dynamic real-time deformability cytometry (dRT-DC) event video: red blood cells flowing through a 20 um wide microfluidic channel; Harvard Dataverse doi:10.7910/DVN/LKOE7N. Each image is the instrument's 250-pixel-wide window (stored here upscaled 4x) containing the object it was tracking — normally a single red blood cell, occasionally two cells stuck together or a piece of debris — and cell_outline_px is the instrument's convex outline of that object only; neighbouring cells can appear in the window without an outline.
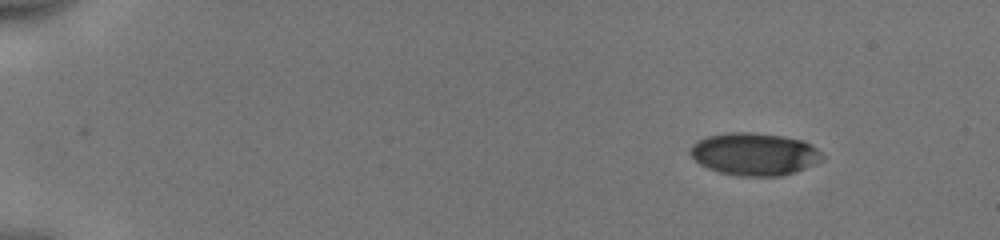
{"species": "human", "species_latin": "Homo sapiens", "temperature_condition": "cold", "stored_images_in_passage": 48, "camera_frame_rate_fps": 3000, "um_per_image_px": 0.085, "donor": {"sex": "male"}, "frame": {"image": 1, "passage_image": 1, "time_ms": 0.0, "image_size_px": [1000, 240], "cell_outline_px": [[824, 160], [804, 168], [780, 176], [740, 176], [720, 172], [708, 168], [700, 164], [688, 152], [692, 144], [696, 140], [708, 136], [728, 132], [752, 132], [784, 136], [804, 140], [812, 144], [824, 156]], "centroid_in_image_um": [64.12, 13.08], "position_along_channel_um": 20.9, "area_um2": 32.83}}
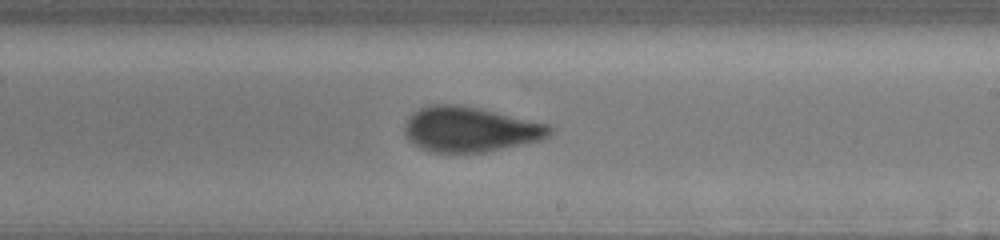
{"frame": {"image": 2, "passage_image": 28, "time_ms": 9.0, "image_size_px": [1000, 240], "cell_outline_px": [[552, 132], [548, 136], [540, 140], [484, 152], [428, 152], [420, 148], [408, 140], [404, 136], [404, 124], [412, 112], [420, 108], [432, 104], [456, 104], [480, 108], [552, 124]], "centroid_in_image_um": [39.94, 10.98], "position_along_channel_um": 249.1, "area_um2": 38.44}}
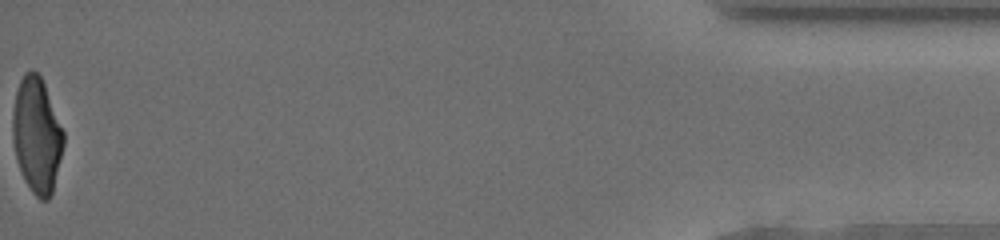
{"frame": {"image": 3, "passage_image": 48, "time_ms": 15.667, "image_size_px": [1000, 240], "cell_outline_px": [[64, 144], [52, 192], [48, 200], [40, 200], [32, 192], [24, 180], [16, 160], [12, 140], [12, 112], [16, 92], [20, 80], [24, 72], [32, 68], [40, 76], [44, 84], [64, 132]], "centroid_in_image_um": [3.1, 11.49], "position_along_channel_um": 432.1, "area_um2": 34.28}, "authors_computed_cell_mechanics": {"area_um2": 36.1828, "velocity_mm_per_s": 3.9786, "shape_relaxation_time_tau1_ms": 3.4346, "shape_relaxation_time_tau2_ms": 1.0679, "deformation_change_tau1": 0.1579, "deformation_change_tau2": 0.0621}}